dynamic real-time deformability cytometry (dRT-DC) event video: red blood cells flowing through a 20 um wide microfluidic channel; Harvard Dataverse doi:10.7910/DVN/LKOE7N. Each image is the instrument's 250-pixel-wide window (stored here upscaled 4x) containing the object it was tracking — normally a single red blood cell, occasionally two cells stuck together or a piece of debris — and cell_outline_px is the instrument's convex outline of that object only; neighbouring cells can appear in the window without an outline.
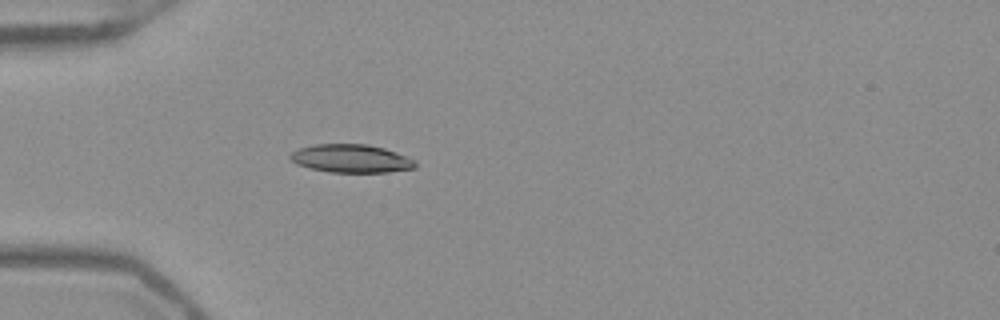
{"species": "Egyptian fruit bat (a non-hibernating species)", "species_latin": "Rousettus aegyptiacus", "temperature_condition": "warm", "stored_images_in_passage": 37, "camera_frame_rate_fps": 3000, "um_per_image_px": 0.085, "frame": {"image": 1, "passage_image": 1, "time_ms": 0.0, "image_size_px": [1000, 320], "cell_outline_px": [[416, 168], [388, 172], [328, 172], [308, 168], [296, 164], [288, 156], [292, 152], [300, 148], [316, 144], [368, 144], [384, 148], [396, 152], [416, 160]], "centroid_in_image_um": [29.85, 13.48], "position_along_channel_um": 55.1, "area_um2": 20.63}}
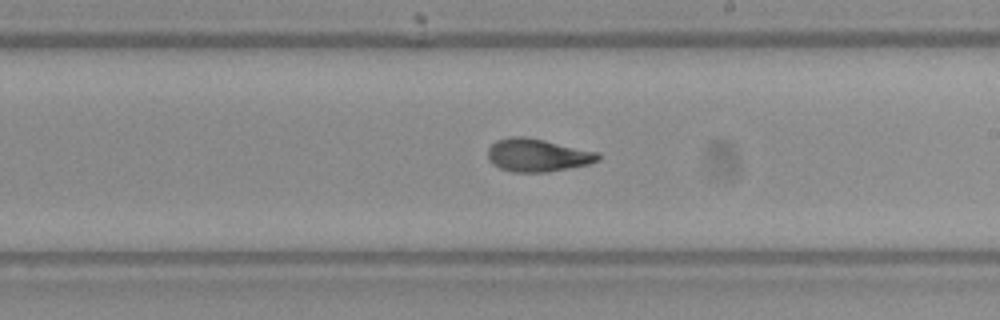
{"frame": {"image": 2, "passage_image": 16, "time_ms": 5.0, "image_size_px": [1000, 320], "cell_outline_px": [[600, 160], [588, 164], [548, 172], [512, 172], [500, 168], [492, 164], [488, 156], [488, 148], [496, 140], [512, 136], [524, 136], [544, 140], [600, 152]], "centroid_in_image_um": [45.69, 13.19], "position_along_channel_um": 243.3, "area_um2": 21.21}}
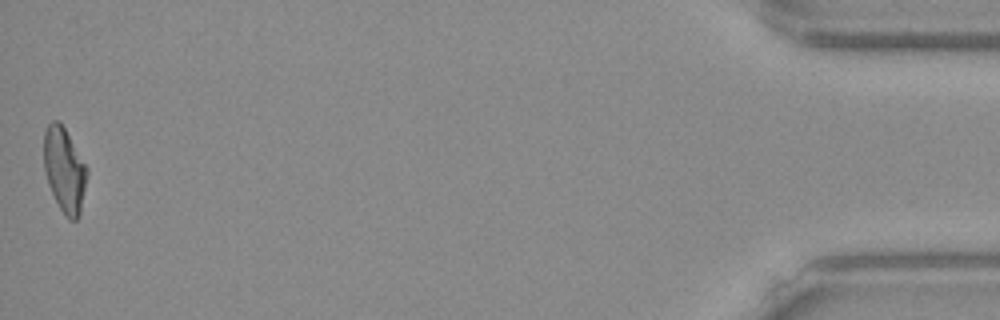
{"frame": {"image": 3, "passage_image": 37, "time_ms": 12.0, "image_size_px": [1000, 320], "cell_outline_px": [[88, 172], [80, 212], [76, 220], [68, 220], [60, 208], [48, 184], [44, 168], [44, 132], [48, 124], [52, 120], [60, 120], [88, 168]], "centroid_in_image_um": [5.47, 14.41], "position_along_channel_um": 429.7, "area_um2": 21.21}, "authors_computed_cell_mechanics": {"area_um2": 21.0392, "velocity_mm_per_s": 3.9481, "shape_relaxation_time_tau1_ms": 10.512, "shape_relaxation_time_tau2_ms": 1.6412, "deformation_change_tau1": 0.2802, "deformation_change_tau2": 0.0713}}